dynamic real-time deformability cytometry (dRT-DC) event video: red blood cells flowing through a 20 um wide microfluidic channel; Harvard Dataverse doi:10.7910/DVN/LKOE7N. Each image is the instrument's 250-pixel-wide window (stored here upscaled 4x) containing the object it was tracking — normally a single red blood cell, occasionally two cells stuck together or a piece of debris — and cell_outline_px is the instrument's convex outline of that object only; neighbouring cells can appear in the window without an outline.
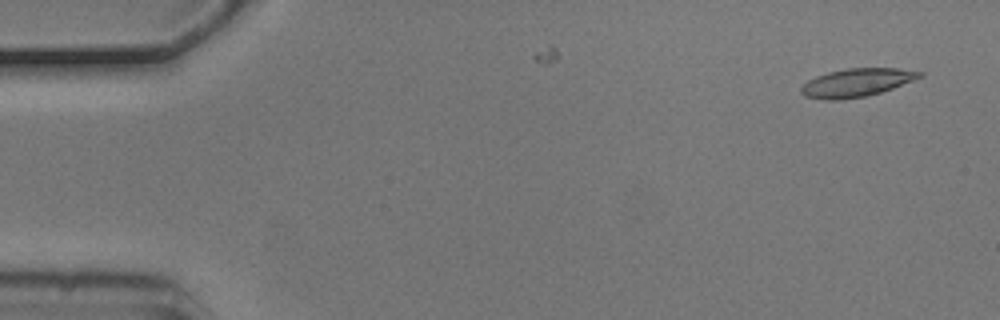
{"species": "common noctule bat (a hibernating species)", "species_latin": "Nyctalus noctula", "temperature_condition": "cold", "stored_images_in_passage": 2, "camera_frame_rate_fps": 3000, "um_per_image_px": 0.085, "animal": {"sex": "male", "body_mass_g": 20.5, "forearm_length_mm": 52.5}, "frame": {"image": 1, "passage_image": 2, "time_ms": 0.333, "image_size_px": [1000, 320], "cell_outline_px": [[924, 76], [892, 88], [880, 92], [864, 96], [836, 100], [828, 100], [804, 96], [800, 92], [800, 88], [808, 80], [816, 76], [828, 72], [844, 68], [900, 68], [924, 72]], "centroid_in_image_um": [72.81, 7.01], "position_along_channel_um": 12.2, "area_um2": 19.42}}